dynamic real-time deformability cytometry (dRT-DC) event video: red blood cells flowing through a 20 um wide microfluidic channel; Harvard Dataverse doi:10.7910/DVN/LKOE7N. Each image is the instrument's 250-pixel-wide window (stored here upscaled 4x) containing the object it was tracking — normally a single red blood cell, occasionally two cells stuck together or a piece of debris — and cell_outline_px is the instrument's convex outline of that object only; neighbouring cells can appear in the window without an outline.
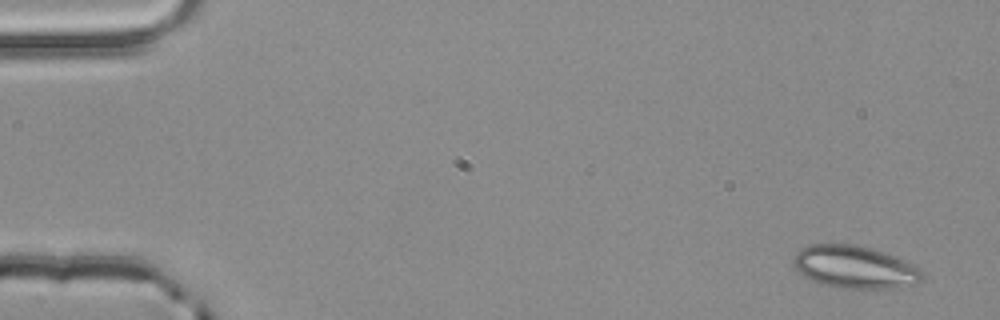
{"species": "common noctule bat (a hibernating species)", "species_latin": "Nyctalus noctula", "temperature_condition": "room temperature", "stored_images_in_passage": 4, "camera_frame_rate_fps": 3000, "um_per_image_px": 0.085, "animal": {"sex": "male", "body_mass_g": 20.4}, "frame": {"image": 1, "passage_image": 1, "time_ms": 0.0, "image_size_px": [1000, 320], "cell_outline_px": [[924, 280], [916, 284], [892, 288], [836, 288], [820, 284], [804, 276], [796, 268], [792, 260], [796, 252], [812, 244], [856, 244], [892, 256], [916, 268], [924, 276]], "centroid_in_image_um": [72.6, 22.72], "position_along_channel_um": 12.4, "area_um2": 31.39}}